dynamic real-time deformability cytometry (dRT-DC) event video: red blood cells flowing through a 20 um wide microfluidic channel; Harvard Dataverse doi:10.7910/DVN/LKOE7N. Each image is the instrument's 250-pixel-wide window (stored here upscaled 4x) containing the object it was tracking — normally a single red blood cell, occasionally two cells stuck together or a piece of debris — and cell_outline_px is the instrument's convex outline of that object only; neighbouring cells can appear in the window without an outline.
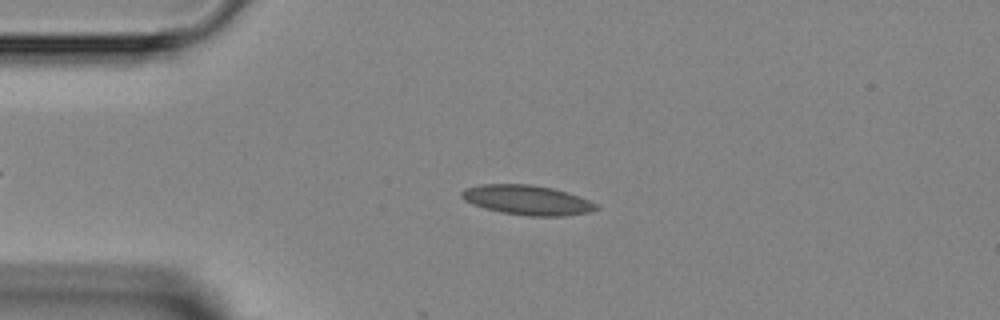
{"species": "Egyptian fruit bat (a non-hibernating species)", "species_latin": "Rousettus aegyptiacus", "temperature_condition": "room temperature", "stored_images_in_passage": 5, "camera_frame_rate_fps": 3000, "um_per_image_px": 0.085, "animal": {"sex": "female"}, "frame": {"image": 1, "passage_image": 3, "time_ms": 3.333, "image_size_px": [1000, 320], "cell_outline_px": [[600, 208], [588, 212], [564, 216], [528, 216], [500, 212], [484, 208], [472, 204], [464, 200], [460, 196], [460, 192], [464, 188], [480, 184], [532, 184], [552, 188], [568, 192], [588, 200], [596, 204]], "centroid_in_image_um": [44.77, 17.0], "position_along_channel_um": 40.2, "area_um2": 23.41}}
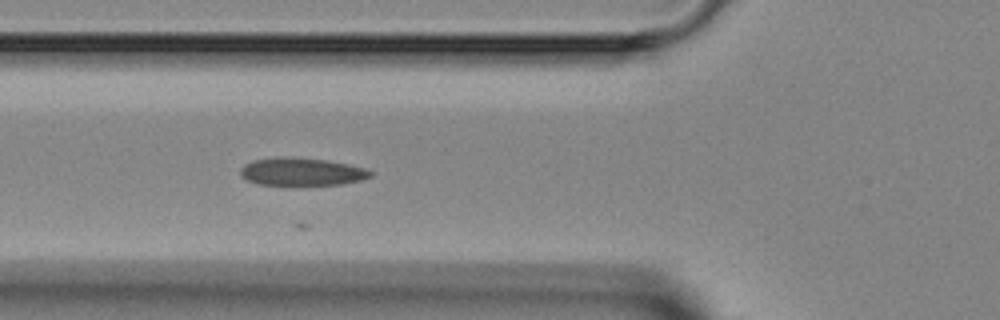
{"frame": {"image": 2, "passage_image": 5, "time_ms": 5.333, "image_size_px": [1000, 320], "cell_outline_px": [[372, 176], [360, 180], [340, 184], [256, 184], [240, 176], [240, 168], [244, 164], [252, 160], [276, 156], [292, 156], [328, 160], [368, 168], [372, 172]], "centroid_in_image_um": [25.62, 14.56], "position_along_channel_um": 100.2, "area_um2": 21.21}}